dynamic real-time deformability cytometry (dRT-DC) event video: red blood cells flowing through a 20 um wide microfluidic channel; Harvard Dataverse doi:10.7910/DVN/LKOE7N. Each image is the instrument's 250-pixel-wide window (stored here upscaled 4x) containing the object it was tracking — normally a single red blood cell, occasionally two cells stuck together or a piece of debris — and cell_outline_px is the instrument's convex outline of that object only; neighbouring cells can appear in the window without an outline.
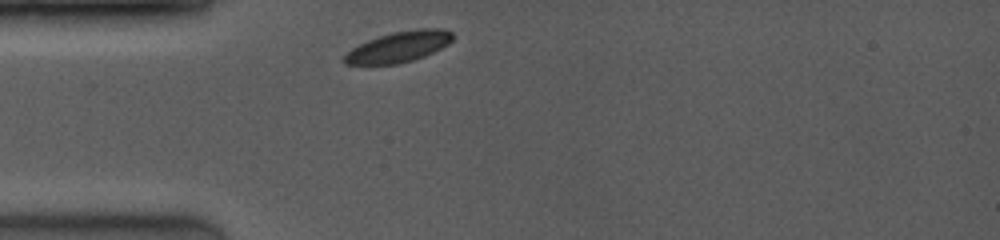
{"species": "common noctule bat (a hibernating species)", "species_latin": "Nyctalus noctula", "temperature_condition": "room temperature", "stored_images_in_passage": 24, "camera_frame_rate_fps": 4000, "um_per_image_px": 0.085, "animal": {"sex": "female", "body_mass_g": 19.0, "forearm_length_mm": 53.3}, "frame": {"image": 1, "passage_image": 1, "time_ms": 0.0, "image_size_px": [1000, 240], "cell_outline_px": [[452, 40], [448, 44], [424, 56], [412, 60], [396, 64], [344, 64], [344, 56], [352, 48], [368, 40], [380, 36], [396, 32], [420, 28], [436, 28], [452, 32]], "centroid_in_image_um": [33.89, 3.98], "position_along_channel_um": 51.1, "area_um2": 18.9}}
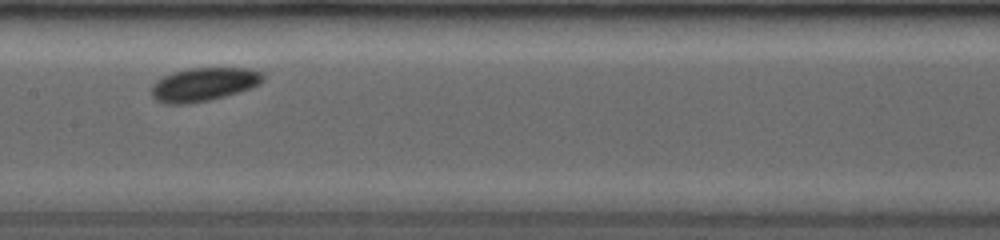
{"frame": {"image": 2, "passage_image": 10, "time_ms": 2.25, "image_size_px": [1000, 240], "cell_outline_px": [[264, 76], [256, 84], [248, 88], [224, 96], [208, 100], [188, 104], [164, 104], [156, 100], [152, 96], [152, 88], [164, 76], [176, 72], [192, 68], [244, 68], [260, 72]], "centroid_in_image_um": [17.27, 7.19], "position_along_channel_um": 190.1, "area_um2": 20.98}}
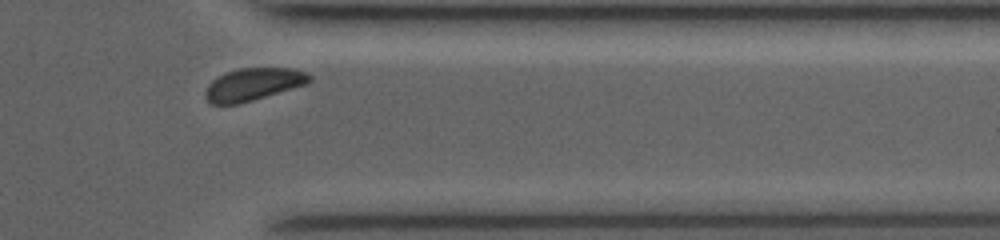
{"frame": {"image": 3, "passage_image": 22, "time_ms": 5.25, "image_size_px": [1000, 240], "cell_outline_px": [[312, 80], [304, 84], [292, 88], [252, 100], [236, 104], [212, 104], [204, 96], [204, 92], [208, 84], [212, 80], [224, 72], [240, 68], [292, 68], [308, 72], [312, 76]], "centroid_in_image_um": [21.5, 7.15], "position_along_channel_um": 389.9, "area_um2": 19.59}}